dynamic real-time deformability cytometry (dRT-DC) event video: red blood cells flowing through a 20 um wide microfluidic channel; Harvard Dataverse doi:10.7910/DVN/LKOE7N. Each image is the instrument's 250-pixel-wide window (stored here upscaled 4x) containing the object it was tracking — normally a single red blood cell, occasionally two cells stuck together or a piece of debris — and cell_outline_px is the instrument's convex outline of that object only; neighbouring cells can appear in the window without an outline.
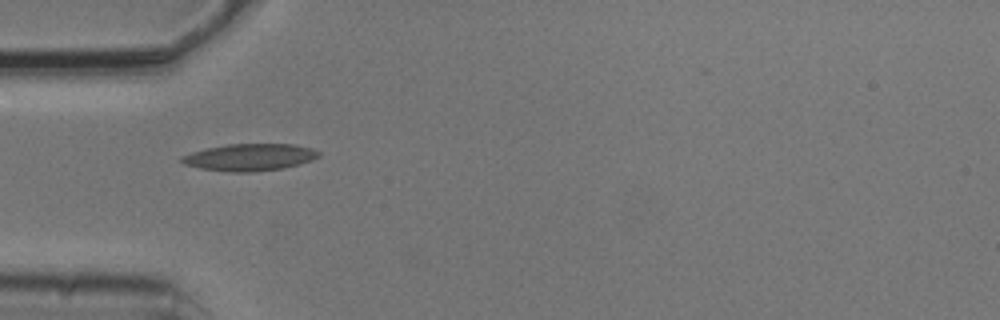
{"species": "common noctule bat (a hibernating species)", "species_latin": "Nyctalus noctula", "temperature_condition": "cold", "stored_images_in_passage": 8, "camera_frame_rate_fps": 3000, "um_per_image_px": 0.085, "animal": {"sex": "male", "body_mass_g": 20.5, "forearm_length_mm": 52.5}, "frame": {"image": 1, "passage_image": 4, "time_ms": 1.0, "image_size_px": [1000, 320], "cell_outline_px": [[320, 156], [312, 160], [300, 164], [284, 168], [252, 172], [232, 172], [200, 168], [184, 164], [180, 160], [180, 156], [192, 152], [208, 148], [228, 144], [296, 144], [312, 148], [320, 152]], "centroid_in_image_um": [21.25, 13.36], "position_along_channel_um": 63.7, "area_um2": 21.62}}
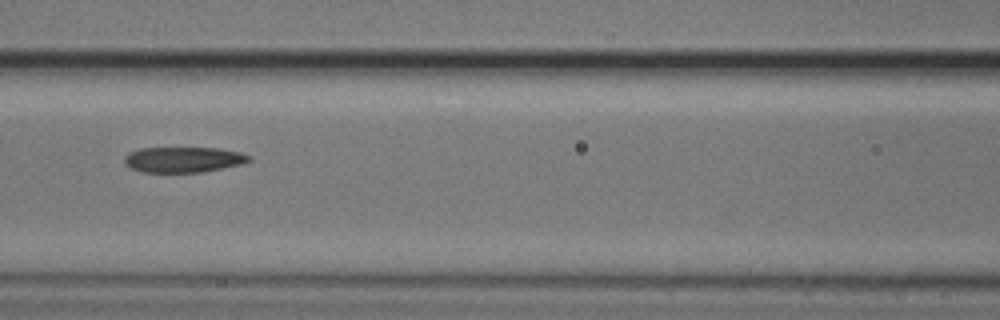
{"frame": {"image": 2, "passage_image": 6, "time_ms": 1.667, "image_size_px": [1000, 320], "cell_outline_px": [[252, 160], [244, 164], [204, 172], [144, 172], [132, 168], [124, 164], [124, 156], [128, 152], [140, 148], [216, 148], [240, 152], [252, 156]], "centroid_in_image_um": [15.62, 13.56], "position_along_channel_um": 151.0, "area_um2": 18.73}}
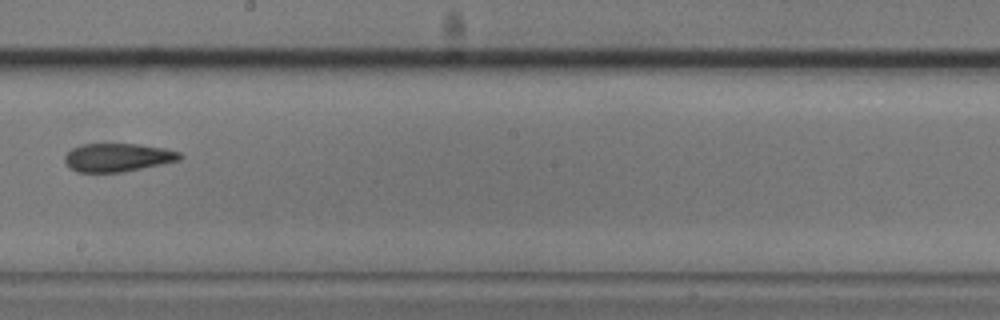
{"frame": {"image": 3, "passage_image": 8, "time_ms": 2.333, "image_size_px": [1000, 320], "cell_outline_px": [[184, 156], [180, 160], [124, 172], [76, 172], [64, 160], [64, 156], [72, 148], [80, 144], [140, 144], [164, 148], [180, 152]], "centroid_in_image_um": [10.03, 13.38], "position_along_channel_um": 238.2, "area_um2": 19.02}}